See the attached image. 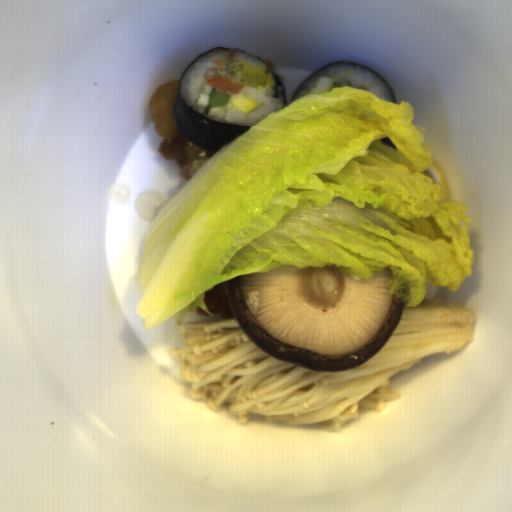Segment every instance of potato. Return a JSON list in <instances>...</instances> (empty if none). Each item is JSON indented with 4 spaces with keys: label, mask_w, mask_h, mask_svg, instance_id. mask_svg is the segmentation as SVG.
<instances>
[{
    "label": "potato",
    "mask_w": 512,
    "mask_h": 512,
    "mask_svg": "<svg viewBox=\"0 0 512 512\" xmlns=\"http://www.w3.org/2000/svg\"><path fill=\"white\" fill-rule=\"evenodd\" d=\"M271 81V75L264 65L243 63L240 70V82L252 89L264 88Z\"/></svg>",
    "instance_id": "72c452e6"
}]
</instances>
